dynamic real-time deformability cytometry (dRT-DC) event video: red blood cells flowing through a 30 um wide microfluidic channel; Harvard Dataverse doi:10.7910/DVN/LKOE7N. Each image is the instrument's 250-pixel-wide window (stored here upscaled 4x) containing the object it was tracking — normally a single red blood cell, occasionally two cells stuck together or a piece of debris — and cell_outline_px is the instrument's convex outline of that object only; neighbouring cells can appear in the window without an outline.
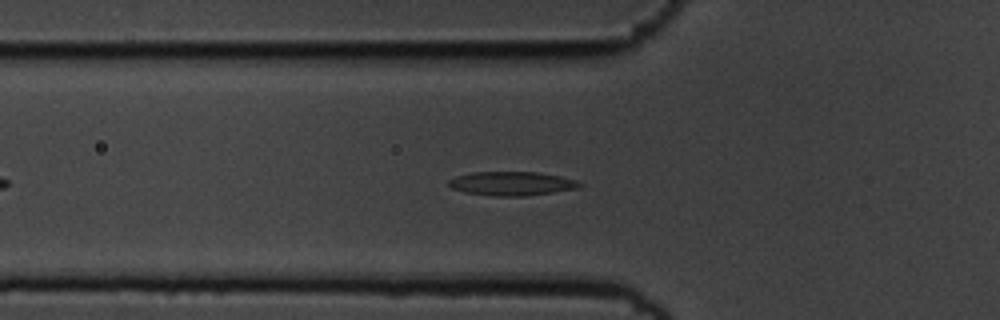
{"species": "common noctule bat (a hibernating species)", "species_latin": "Nyctalus noctula", "temperature_condition": "cold", "stored_images_in_passage": 47, "camera_frame_rate_fps": 3000, "um_per_image_px": 0.085, "animal": {"sex": "male", "body_mass_g": 19.5, "forearm_length_mm": 54.6}, "frame": {"image": 1, "passage_image": 11, "time_ms": 3.333, "image_size_px": [1000, 320], "cell_outline_px": [[584, 184], [576, 188], [528, 196], [492, 196], [464, 192], [452, 188], [448, 184], [448, 180], [456, 176], [472, 172], [536, 172], [560, 176], [576, 180]], "centroid_in_image_um": [43.47, 15.6], "position_along_channel_um": 82.3, "area_um2": 18.21}}
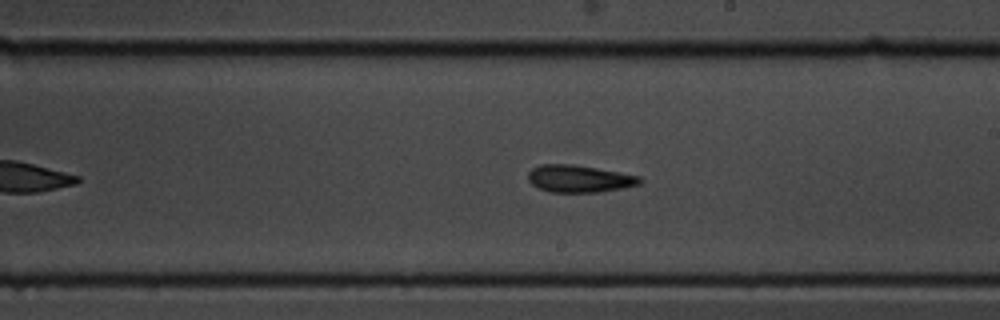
{"frame": {"image": 2, "passage_image": 24, "time_ms": 7.667, "image_size_px": [1000, 320], "cell_outline_px": [[644, 180], [640, 184], [600, 192], [548, 192], [532, 184], [528, 180], [528, 172], [532, 168], [540, 164], [572, 164], [596, 168], [640, 176]], "centroid_in_image_um": [49.22, 15.19], "position_along_channel_um": 239.8, "area_um2": 17.69}}
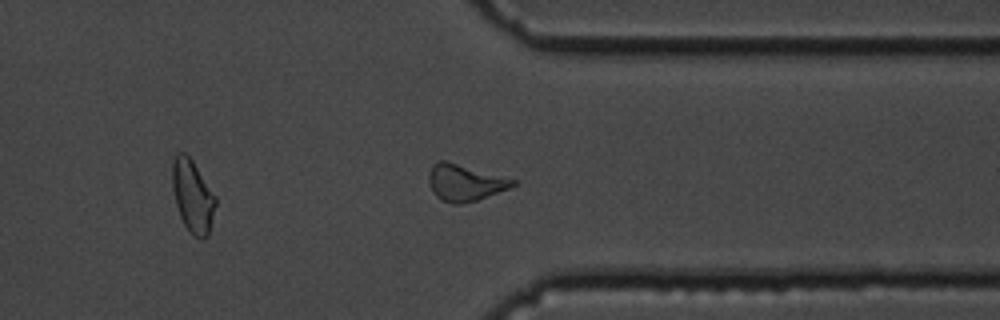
{"frame": {"image": 3, "passage_image": 35, "time_ms": 11.333, "image_size_px": [1000, 320], "cell_outline_px": [[516, 184], [508, 188], [476, 200], [460, 204], [452, 204], [440, 200], [432, 192], [428, 180], [428, 176], [432, 164], [436, 160], [444, 160], [516, 180]], "centroid_in_image_um": [39.44, 15.52], "position_along_channel_um": 372.0, "area_um2": 17.69}, "authors_computed_cell_mechanics": {"area_um2": 17.5134, "velocity_mm_per_s": 3.6253, "shape_relaxation_time_tau1_ms": 8.0018, "shape_relaxation_time_tau2_ms": 6.0891, "deformation_change_tau1": 0.2274, "deformation_change_tau2": 0.1736}}